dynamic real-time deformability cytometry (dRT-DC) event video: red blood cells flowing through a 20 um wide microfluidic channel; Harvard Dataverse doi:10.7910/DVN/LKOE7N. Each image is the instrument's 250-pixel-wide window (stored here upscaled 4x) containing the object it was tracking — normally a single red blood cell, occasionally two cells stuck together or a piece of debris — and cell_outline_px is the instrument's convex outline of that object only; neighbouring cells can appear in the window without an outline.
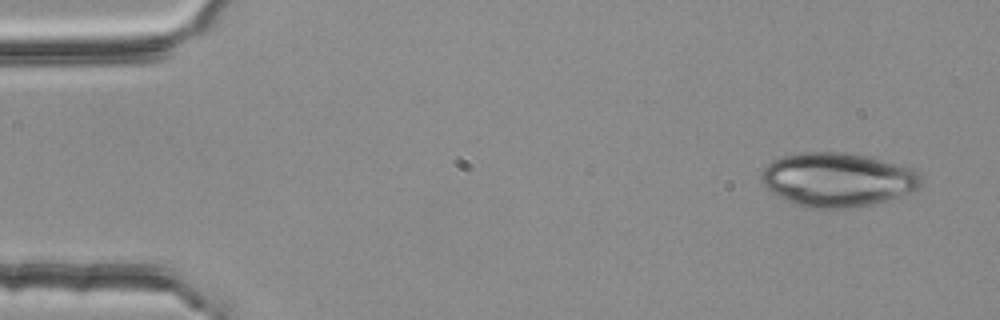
{"species": "common noctule bat (a hibernating species)", "species_latin": "Nyctalus noctula", "temperature_condition": "room temperature", "stored_images_in_passage": 4, "camera_frame_rate_fps": 3000, "um_per_image_px": 0.085, "animal": {"sex": "female", "body_mass_g": 25.1}, "frame": {"image": 1, "passage_image": 1, "time_ms": 0.0, "image_size_px": [1000, 320], "cell_outline_px": [[920, 184], [916, 188], [900, 196], [888, 200], [872, 204], [848, 208], [804, 208], [772, 192], [760, 180], [760, 176], [764, 168], [772, 160], [784, 156], [804, 152], [844, 152], [868, 156], [912, 168], [920, 176]], "centroid_in_image_um": [71.16, 15.27], "position_along_channel_um": 13.8, "area_um2": 49.82}}